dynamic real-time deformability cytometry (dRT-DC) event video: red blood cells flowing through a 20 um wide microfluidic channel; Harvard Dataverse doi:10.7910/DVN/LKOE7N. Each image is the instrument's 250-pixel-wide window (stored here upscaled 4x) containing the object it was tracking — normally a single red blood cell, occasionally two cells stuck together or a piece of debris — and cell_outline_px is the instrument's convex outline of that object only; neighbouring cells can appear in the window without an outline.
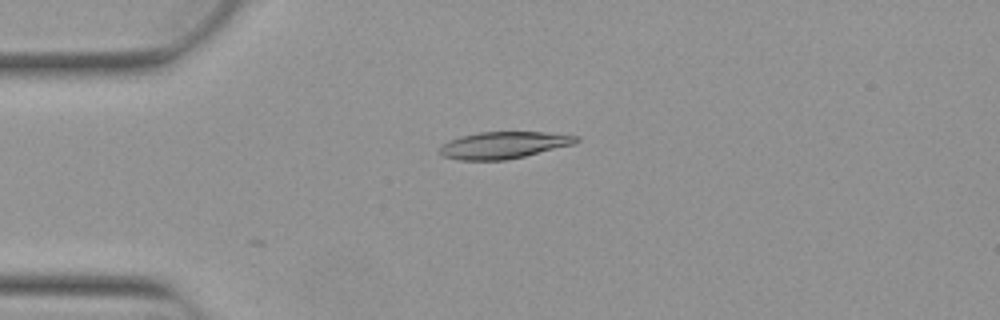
{"species": "Egyptian fruit bat (a non-hibernating species)", "species_latin": "Rousettus aegyptiacus", "temperature_condition": "warm", "stored_images_in_passage": 3, "camera_frame_rate_fps": 3000, "um_per_image_px": 0.085, "animal": {"sex": "female"}, "frame": {"image": 1, "passage_image": 3, "time_ms": 0.667, "image_size_px": [1000, 320], "cell_outline_px": [[580, 140], [576, 144], [524, 156], [504, 160], [456, 160], [440, 156], [440, 148], [448, 140], [460, 136], [480, 132], [544, 132], [580, 136]], "centroid_in_image_um": [42.82, 12.33], "position_along_channel_um": 42.2, "area_um2": 21.5}}